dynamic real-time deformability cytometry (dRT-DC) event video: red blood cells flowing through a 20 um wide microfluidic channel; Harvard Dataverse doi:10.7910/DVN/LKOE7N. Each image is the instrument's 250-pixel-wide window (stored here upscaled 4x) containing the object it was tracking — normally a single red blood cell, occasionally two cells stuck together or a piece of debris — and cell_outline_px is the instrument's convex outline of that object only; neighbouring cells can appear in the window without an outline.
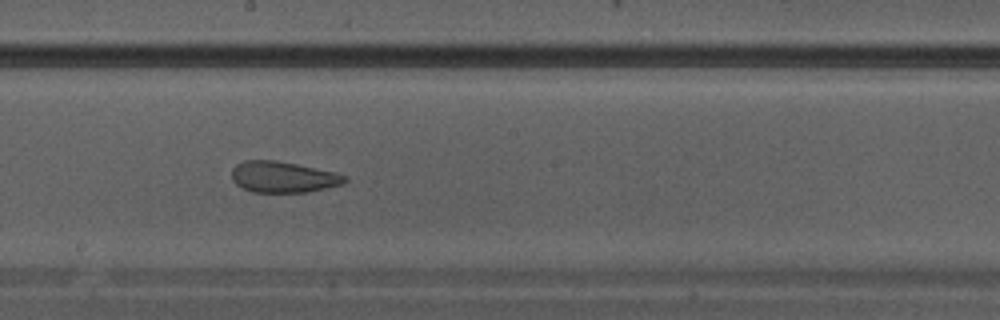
{"species": "Egyptian fruit bat (a non-hibernating species)", "species_latin": "Rousettus aegyptiacus", "temperature_condition": "warm", "stored_images_in_passage": 17, "camera_frame_rate_fps": 3000, "um_per_image_px": 0.085, "animal": {"sex": "male"}, "frame": {"image": 1, "passage_image": 12, "time_ms": 3.667, "image_size_px": [1000, 320], "cell_outline_px": [[348, 180], [344, 184], [308, 192], [252, 192], [236, 184], [232, 180], [232, 168], [236, 164], [244, 160], [276, 160], [336, 172], [348, 176]], "centroid_in_image_um": [24.09, 15.04], "position_along_channel_um": 224.1, "area_um2": 20.63}}